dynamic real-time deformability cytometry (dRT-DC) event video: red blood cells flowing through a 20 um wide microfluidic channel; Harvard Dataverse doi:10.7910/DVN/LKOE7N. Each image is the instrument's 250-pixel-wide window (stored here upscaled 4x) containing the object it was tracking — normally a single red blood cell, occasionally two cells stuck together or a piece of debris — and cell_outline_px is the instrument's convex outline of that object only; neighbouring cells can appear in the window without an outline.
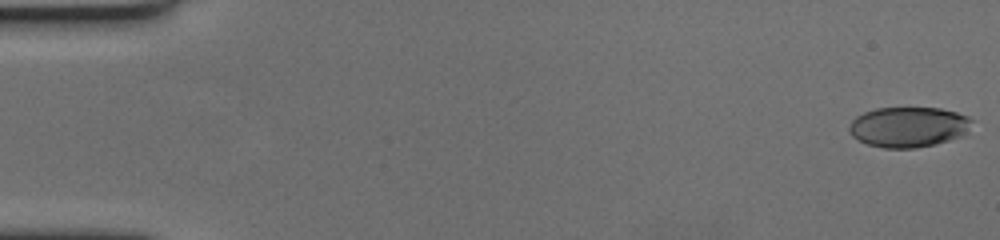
{"species": "human", "species_latin": "Homo sapiens", "temperature_condition": "cold", "stored_images_in_passage": 60, "camera_frame_rate_fps": 3000, "um_per_image_px": 0.085, "donor": {"sex": "female"}, "frame": {"image": 1, "passage_image": 1, "time_ms": 0.0, "image_size_px": [1000, 240], "cell_outline_px": [[972, 120], [964, 132], [960, 136], [936, 144], [916, 148], [884, 148], [868, 144], [852, 136], [848, 132], [848, 128], [852, 120], [856, 116], [864, 112], [876, 108], [940, 108], [956, 112], [968, 116]], "centroid_in_image_um": [77.17, 10.79], "position_along_channel_um": 7.8, "area_um2": 28.61}}
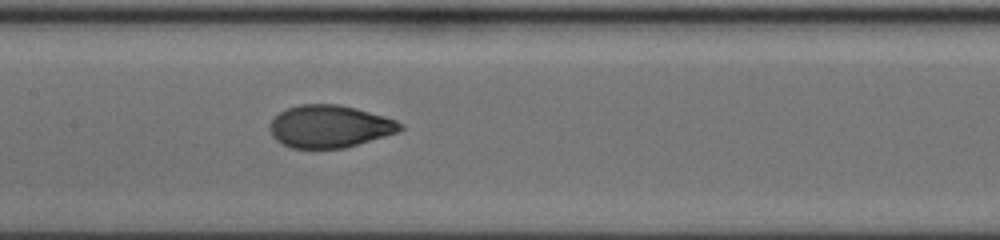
{"frame": {"image": 2, "passage_image": 30, "time_ms": 9.667, "image_size_px": [1000, 240], "cell_outline_px": [[404, 128], [400, 132], [344, 148], [292, 148], [280, 144], [272, 136], [268, 128], [268, 124], [280, 112], [288, 108], [300, 104], [340, 104], [356, 108], [384, 116], [396, 120], [404, 124]], "centroid_in_image_um": [28.02, 10.75], "position_along_channel_um": 179.4, "area_um2": 32.54}}
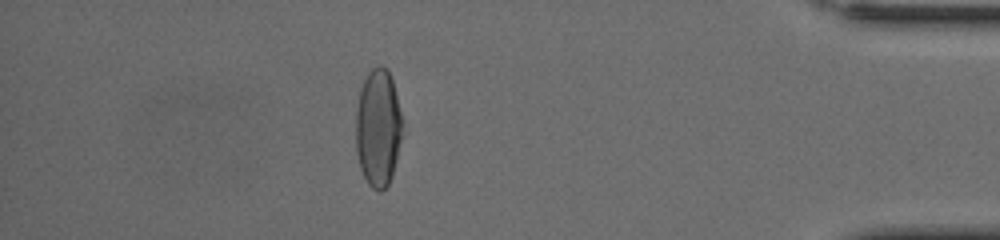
{"frame": {"image": 3, "passage_image": 53, "time_ms": 17.333, "image_size_px": [1000, 240], "cell_outline_px": [[404, 124], [396, 160], [392, 176], [388, 184], [380, 192], [372, 188], [368, 184], [360, 168], [356, 152], [356, 108], [360, 88], [368, 72], [372, 68], [380, 64], [388, 68], [392, 80], [404, 120]], "centroid_in_image_um": [32.14, 10.84], "position_along_channel_um": 403.1, "area_um2": 32.37}, "authors_computed_cell_mechanics": {"area_um2": 32.0501, "velocity_mm_per_s": 3.4829, "shape_relaxation_time_tau1_ms": 4.6427, "shape_relaxation_time_tau2_ms": 1.1306, "deformation_change_tau1": 0.1982, "deformation_change_tau2": 0.0494}}